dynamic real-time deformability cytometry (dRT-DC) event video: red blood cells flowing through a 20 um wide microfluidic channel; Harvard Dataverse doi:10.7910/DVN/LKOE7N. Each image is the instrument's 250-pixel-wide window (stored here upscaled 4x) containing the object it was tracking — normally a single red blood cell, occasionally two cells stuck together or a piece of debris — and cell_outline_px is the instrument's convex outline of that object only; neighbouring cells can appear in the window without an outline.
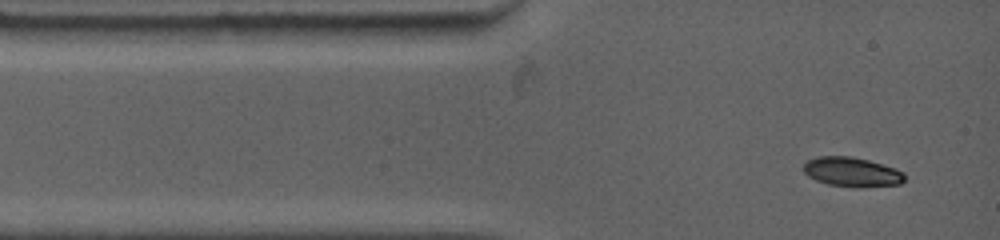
{"species": "common noctule bat (a hibernating species)", "species_latin": "Nyctalus noctula", "temperature_condition": "warm", "stored_images_in_passage": 4, "camera_frame_rate_fps": 4500, "um_per_image_px": 0.085, "animal": {"sex": "female", "body_mass_g": 19.0, "forearm_length_mm": 53.3}, "frame": {"image": 1, "passage_image": 1, "time_ms": 0.0, "image_size_px": [1000, 240], "cell_outline_px": [[904, 180], [900, 184], [856, 188], [828, 184], [816, 180], [808, 176], [804, 172], [804, 164], [808, 160], [816, 156], [852, 156], [868, 160], [896, 168], [904, 172]], "centroid_in_image_um": [72.42, 14.62], "position_along_channel_um": 12.6, "area_um2": 17.46}}
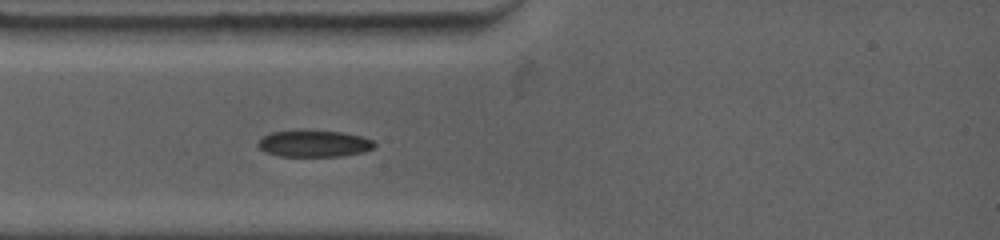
{"frame": {"image": 2, "passage_image": 4, "time_ms": 2.0, "image_size_px": [1000, 240], "cell_outline_px": [[376, 144], [372, 148], [364, 152], [340, 156], [280, 156], [264, 152], [256, 144], [264, 136], [272, 132], [300, 128], [344, 132], [360, 136], [372, 140]], "centroid_in_image_um": [26.66, 12.17], "position_along_channel_um": 58.3, "area_um2": 18.55}}